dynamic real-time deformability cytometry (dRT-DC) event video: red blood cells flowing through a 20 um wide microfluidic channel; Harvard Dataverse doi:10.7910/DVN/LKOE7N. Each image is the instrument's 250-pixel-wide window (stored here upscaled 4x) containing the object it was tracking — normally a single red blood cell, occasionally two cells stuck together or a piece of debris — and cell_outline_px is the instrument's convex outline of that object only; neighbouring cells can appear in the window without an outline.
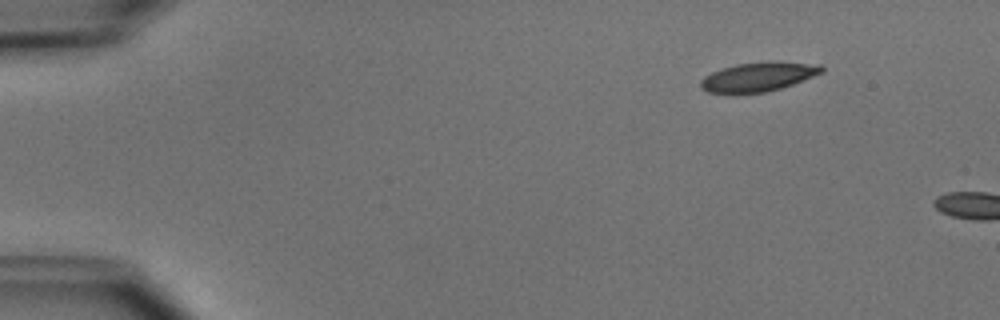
{"species": "common noctule bat (a hibernating species)", "species_latin": "Nyctalus noctula", "temperature_condition": "cold", "stored_images_in_passage": 2, "camera_frame_rate_fps": 3000, "um_per_image_px": 0.085, "animal": {"sex": "male", "body_mass_g": 15.6}, "frame": {"image": 1, "passage_image": 1, "time_ms": 0.0, "image_size_px": [1000, 320], "cell_outline_px": [[824, 72], [792, 84], [780, 88], [764, 92], [708, 92], [700, 88], [700, 80], [704, 76], [720, 68], [736, 64], [768, 60], [772, 60], [820, 64], [824, 68]], "centroid_in_image_um": [64.47, 6.48], "position_along_channel_um": 20.5, "area_um2": 20.63}}